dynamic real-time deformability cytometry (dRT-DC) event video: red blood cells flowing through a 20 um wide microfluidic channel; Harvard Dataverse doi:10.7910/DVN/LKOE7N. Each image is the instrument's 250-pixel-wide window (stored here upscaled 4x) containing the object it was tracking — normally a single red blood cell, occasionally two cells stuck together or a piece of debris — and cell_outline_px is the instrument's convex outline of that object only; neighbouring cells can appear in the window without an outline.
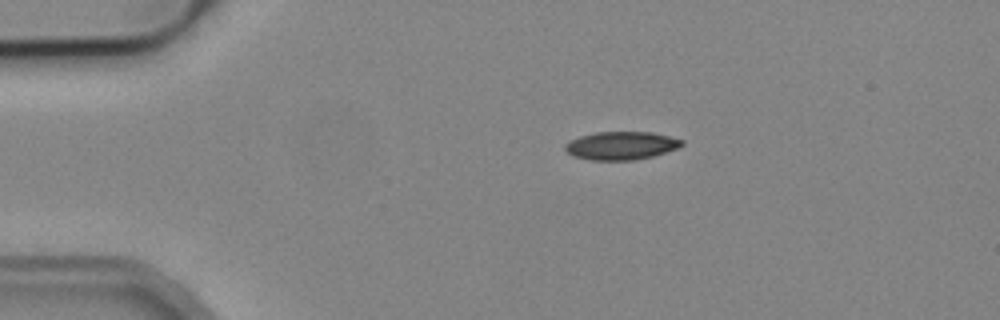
{"species": "common noctule bat (a hibernating species)", "species_latin": "Nyctalus noctula", "temperature_condition": "cold", "stored_images_in_passage": 6, "camera_frame_rate_fps": 3000, "um_per_image_px": 0.085, "animal": {"sex": "male", "body_mass_g": 19.2, "forearm_length_mm": 51.8}, "frame": {"image": 1, "passage_image": 1, "time_ms": 0.0, "image_size_px": [1000, 320], "cell_outline_px": [[684, 144], [676, 148], [652, 156], [636, 160], [592, 160], [572, 156], [564, 148], [564, 144], [580, 136], [596, 132], [652, 132], [684, 140]], "centroid_in_image_um": [52.79, 12.38], "position_along_channel_um": 32.2, "area_um2": 19.02}}
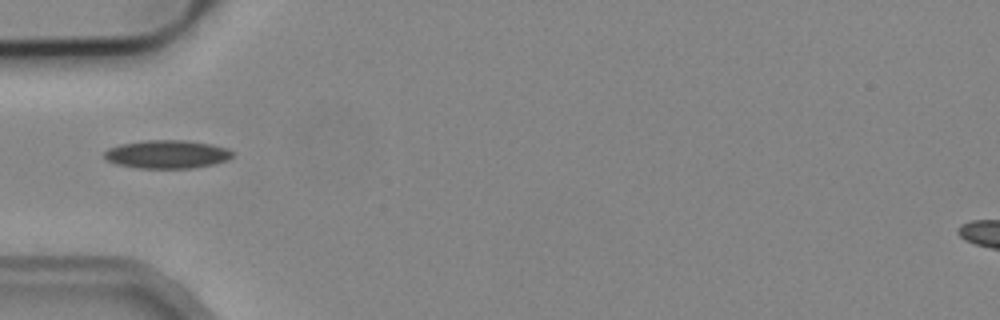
{"frame": {"image": 2, "passage_image": 3, "time_ms": 2.333, "image_size_px": [1000, 320], "cell_outline_px": [[232, 156], [228, 160], [212, 164], [192, 168], [140, 168], [116, 164], [108, 160], [104, 156], [104, 152], [108, 148], [120, 144], [144, 140], [188, 140], [212, 144], [228, 148], [232, 152]], "centroid_in_image_um": [14.2, 13.1], "position_along_channel_um": 70.8, "area_um2": 21.15}}